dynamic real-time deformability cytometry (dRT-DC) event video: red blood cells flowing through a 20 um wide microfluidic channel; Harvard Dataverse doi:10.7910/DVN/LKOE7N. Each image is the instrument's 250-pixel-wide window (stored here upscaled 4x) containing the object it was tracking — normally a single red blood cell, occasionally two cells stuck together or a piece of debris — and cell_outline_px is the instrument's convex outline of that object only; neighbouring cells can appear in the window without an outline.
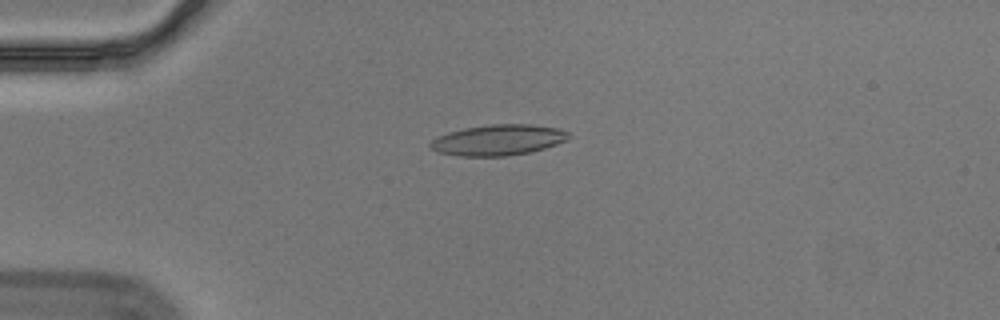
{"species": "Egyptian fruit bat (a non-hibernating species)", "species_latin": "Rousettus aegyptiacus", "temperature_condition": "cold", "stored_images_in_passage": 53, "camera_frame_rate_fps": 3000, "um_per_image_px": 0.085, "animal": {"sex": "male"}, "frame": {"image": 1, "passage_image": 11, "time_ms": 3.333, "image_size_px": [1000, 320], "cell_outline_px": [[572, 136], [556, 144], [544, 148], [528, 152], [504, 156], [460, 156], [436, 152], [428, 148], [428, 144], [436, 136], [448, 132], [464, 128], [492, 124], [528, 124], [556, 128], [568, 132]], "centroid_in_image_um": [42.26, 11.9], "position_along_channel_um": 42.7, "area_um2": 24.74}}
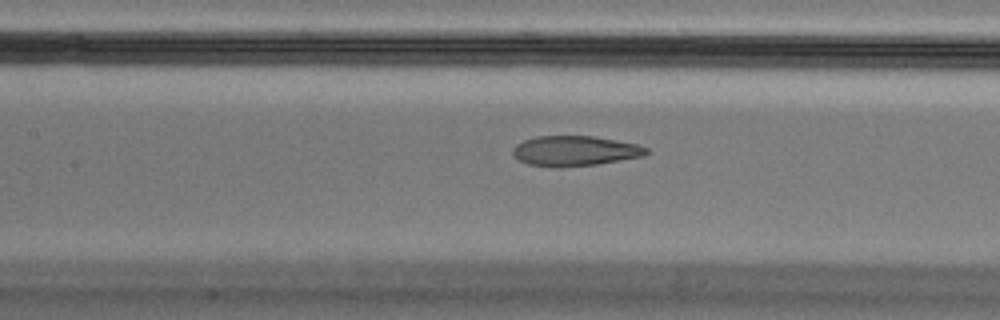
{"frame": {"image": 2, "passage_image": 23, "time_ms": 7.333, "image_size_px": [1000, 320], "cell_outline_px": [[652, 152], [644, 156], [596, 164], [560, 168], [528, 164], [520, 160], [512, 152], [512, 148], [516, 144], [524, 140], [536, 136], [592, 136], [636, 144], [648, 148]], "centroid_in_image_um": [48.87, 12.83], "position_along_channel_um": 158.5, "area_um2": 23.41}}
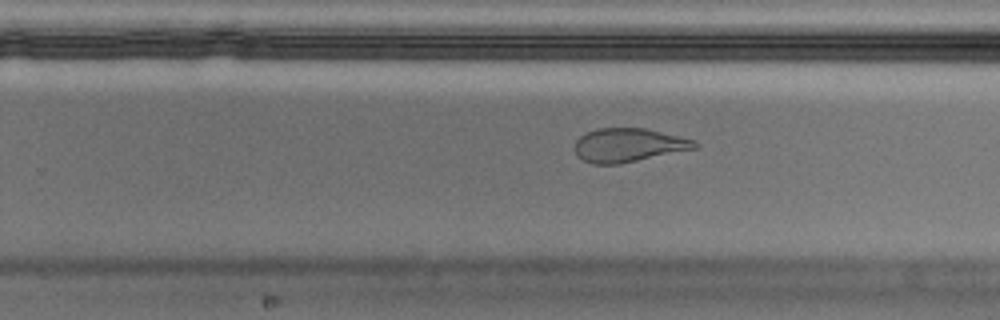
{"frame": {"image": 3, "passage_image": 33, "time_ms": 10.667, "image_size_px": [1000, 320], "cell_outline_px": [[700, 144], [696, 148], [620, 164], [592, 164], [576, 156], [576, 140], [584, 132], [596, 128], [644, 128], [696, 140]], "centroid_in_image_um": [53.41, 12.33], "position_along_channel_um": 276.4, "area_um2": 23.58}, "authors_computed_cell_mechanics": {"area_um2": 24.7384, "velocity_mm_per_s": 3.5399, "shape_relaxation_time_tau1_ms": null, "shape_relaxation_time_tau2_ms": 1.9188, "deformation_change_tau1": null, "deformation_change_tau2": 0.0846}}